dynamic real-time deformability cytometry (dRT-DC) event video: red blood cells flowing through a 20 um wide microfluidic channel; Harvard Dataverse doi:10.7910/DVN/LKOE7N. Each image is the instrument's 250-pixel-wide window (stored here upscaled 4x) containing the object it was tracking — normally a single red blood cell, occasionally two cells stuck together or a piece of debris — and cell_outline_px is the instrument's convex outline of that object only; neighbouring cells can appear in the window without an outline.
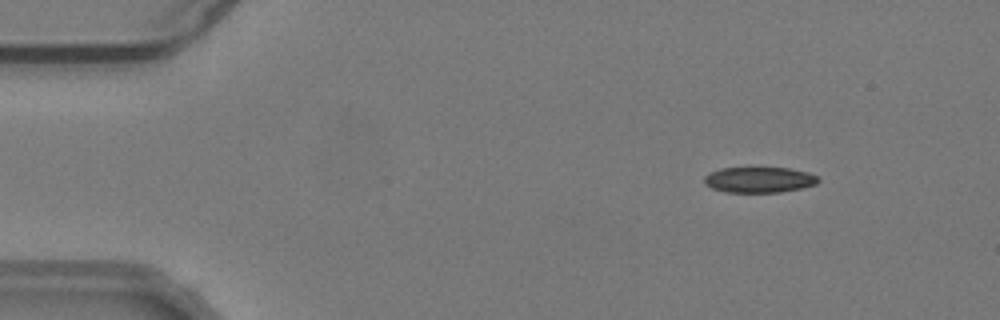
{"species": "common noctule bat (a hibernating species)", "species_latin": "Nyctalus noctula", "temperature_condition": "warm", "stored_images_in_passage": 54, "camera_frame_rate_fps": 3000, "um_per_image_px": 0.085, "animal": {"sex": "male", "body_mass_g": 19.2, "forearm_length_mm": 51.8}, "frame": {"image": 1, "passage_image": 7, "time_ms": 2.0, "image_size_px": [1000, 320], "cell_outline_px": [[820, 180], [816, 184], [800, 188], [780, 192], [724, 192], [712, 188], [704, 184], [704, 176], [708, 172], [720, 168], [792, 168], [808, 172], [816, 176]], "centroid_in_image_um": [64.49, 15.27], "position_along_channel_um": 20.5, "area_um2": 17.11}}
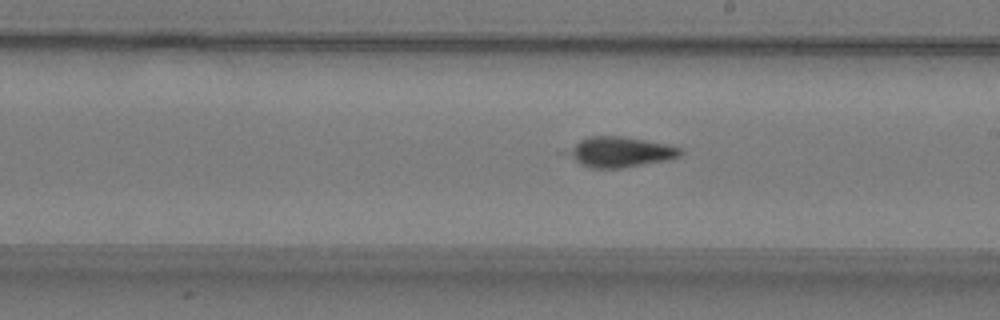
{"frame": {"image": 2, "passage_image": 31, "time_ms": 10.0, "image_size_px": [1000, 320], "cell_outline_px": [[684, 152], [680, 156], [668, 160], [620, 168], [592, 168], [580, 164], [556, 152], [588, 136], [620, 136], [644, 140], [664, 144], [680, 148]], "centroid_in_image_um": [52.54, 12.92], "position_along_channel_um": 236.5, "area_um2": 20.4}}
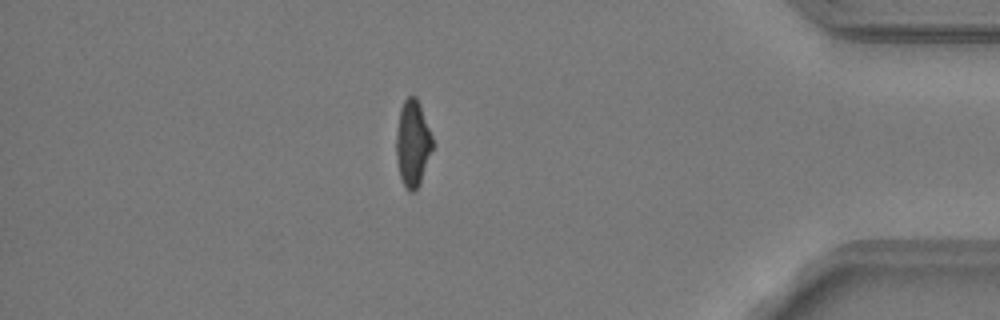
{"frame": {"image": 3, "passage_image": 47, "time_ms": 15.333, "image_size_px": [1000, 320], "cell_outline_px": [[432, 148], [420, 184], [412, 192], [408, 192], [400, 176], [396, 160], [396, 136], [400, 108], [404, 100], [408, 96], [416, 96], [420, 104], [432, 136]], "centroid_in_image_um": [35.06, 12.17], "position_along_channel_um": 400.1, "area_um2": 18.09}}